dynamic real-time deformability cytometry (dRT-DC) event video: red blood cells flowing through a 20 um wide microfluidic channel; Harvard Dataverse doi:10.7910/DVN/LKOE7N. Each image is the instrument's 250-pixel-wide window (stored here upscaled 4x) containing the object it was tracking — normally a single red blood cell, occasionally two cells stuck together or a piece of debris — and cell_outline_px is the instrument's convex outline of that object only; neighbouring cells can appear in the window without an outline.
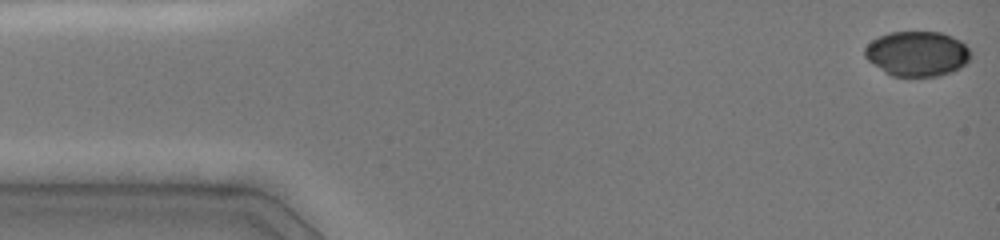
{"species": "common noctule bat (a hibernating species)", "species_latin": "Nyctalus noctula", "temperature_condition": "cold", "stored_images_in_passage": 15, "camera_frame_rate_fps": 3000, "um_per_image_px": 0.085, "animal": {"sex": "female", "body_mass_g": 19.0, "forearm_length_mm": 51.5}, "frame": {"image": 1, "passage_image": 1, "time_ms": 0.0, "image_size_px": [1000, 240], "cell_outline_px": [[972, 56], [960, 68], [952, 72], [940, 76], [892, 76], [884, 72], [872, 64], [864, 56], [864, 48], [872, 40], [888, 32], [940, 32], [952, 36], [960, 40], [968, 48]], "centroid_in_image_um": [77.95, 4.57], "position_along_channel_um": 7.1, "area_um2": 27.92}}
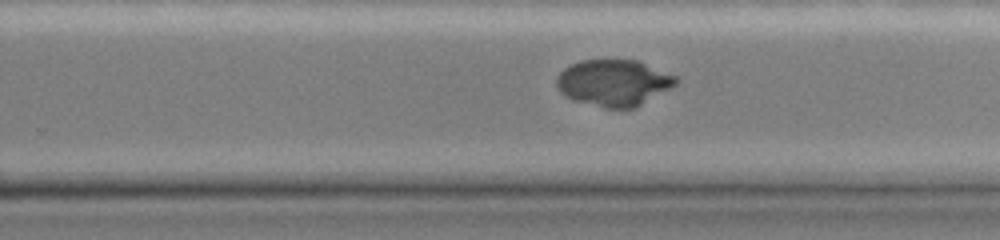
{"frame": {"image": 2, "passage_image": 12, "time_ms": 9.667, "image_size_px": [1000, 240], "cell_outline_px": [[680, 80], [676, 84], [636, 108], [604, 108], [572, 100], [564, 96], [556, 88], [556, 76], [564, 68], [580, 60], [636, 60], [676, 76]], "centroid_in_image_um": [52.12, 7.05], "position_along_channel_um": 277.7, "area_um2": 32.37}}
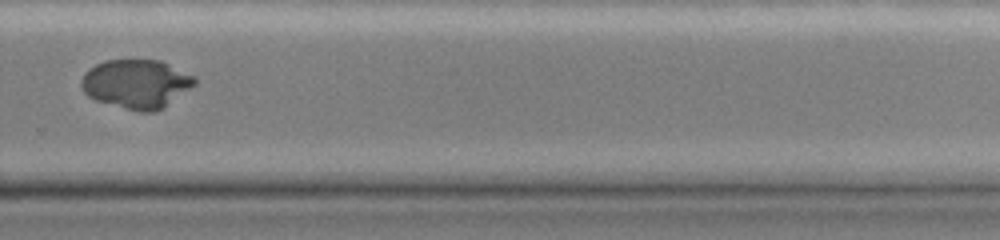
{"frame": {"image": 3, "passage_image": 14, "time_ms": 10.667, "image_size_px": [1000, 240], "cell_outline_px": [[196, 84], [164, 108], [156, 112], [140, 112], [96, 100], [88, 96], [84, 92], [80, 84], [80, 80], [84, 72], [88, 68], [104, 60], [160, 60], [196, 76]], "centroid_in_image_um": [11.6, 7.12], "position_along_channel_um": 318.2, "area_um2": 32.54}}